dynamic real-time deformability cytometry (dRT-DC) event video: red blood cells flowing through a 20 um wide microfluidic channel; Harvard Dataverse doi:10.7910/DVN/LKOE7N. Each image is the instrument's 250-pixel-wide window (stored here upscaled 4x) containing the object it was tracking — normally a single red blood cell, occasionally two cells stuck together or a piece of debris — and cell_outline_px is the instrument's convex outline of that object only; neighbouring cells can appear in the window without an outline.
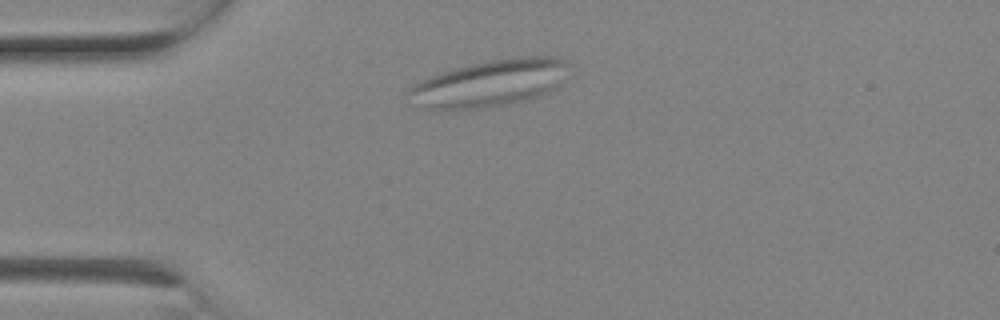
{"species": "Egyptian fruit bat (a non-hibernating species)", "species_latin": "Rousettus aegyptiacus", "temperature_condition": "room temperature", "stored_images_in_passage": 3, "camera_frame_rate_fps": 3000, "um_per_image_px": 0.085, "animal": {"sex": "female"}, "frame": {"image": 1, "passage_image": 2, "time_ms": 0.333, "image_size_px": [1000, 320], "cell_outline_px": [[568, 64], [560, 88], [552, 92], [524, 100], [484, 108], [424, 108], [408, 104], [408, 88], [412, 84], [428, 76], [440, 72], [468, 64], [492, 60], [520, 56], [560, 56], [568, 60]], "centroid_in_image_um": [41.63, 7.05], "position_along_channel_um": 43.4, "area_um2": 44.22}}